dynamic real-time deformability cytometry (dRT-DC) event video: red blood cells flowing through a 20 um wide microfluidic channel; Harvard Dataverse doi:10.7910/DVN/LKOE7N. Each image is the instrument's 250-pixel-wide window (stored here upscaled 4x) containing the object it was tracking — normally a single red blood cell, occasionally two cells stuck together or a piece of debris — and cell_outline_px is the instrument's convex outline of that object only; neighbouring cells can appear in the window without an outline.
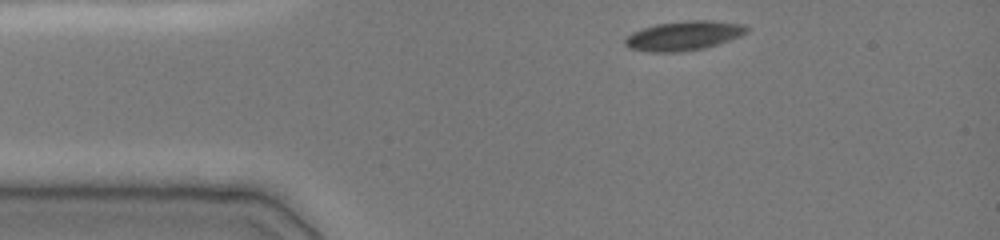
{"species": "common noctule bat (a hibernating species)", "species_latin": "Nyctalus noctula", "temperature_condition": "cold", "stored_images_in_passage": 36, "camera_frame_rate_fps": 3000, "um_per_image_px": 0.085, "animal": {"sex": "female", "body_mass_g": 19.0, "forearm_length_mm": 51.5}, "frame": {"image": 1, "passage_image": 1, "time_ms": 0.0, "image_size_px": [1000, 240], "cell_outline_px": [[748, 32], [740, 36], [704, 48], [680, 52], [648, 52], [628, 48], [624, 44], [624, 40], [632, 32], [656, 24], [688, 20], [712, 20], [744, 24], [748, 28]], "centroid_in_image_um": [58.11, 3.03], "position_along_channel_um": 26.9, "area_um2": 20.81}}
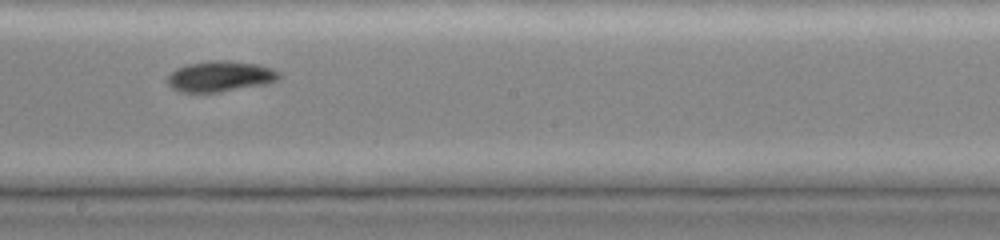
{"frame": {"image": 2, "passage_image": 20, "time_ms": 6.333, "image_size_px": [1000, 240], "cell_outline_px": [[280, 76], [276, 80], [268, 84], [216, 92], [180, 92], [172, 88], [168, 84], [168, 72], [176, 68], [188, 64], [212, 60], [224, 60], [260, 64], [272, 68], [280, 72]], "centroid_in_image_um": [18.71, 6.48], "position_along_channel_um": 229.5, "area_um2": 20.06}}
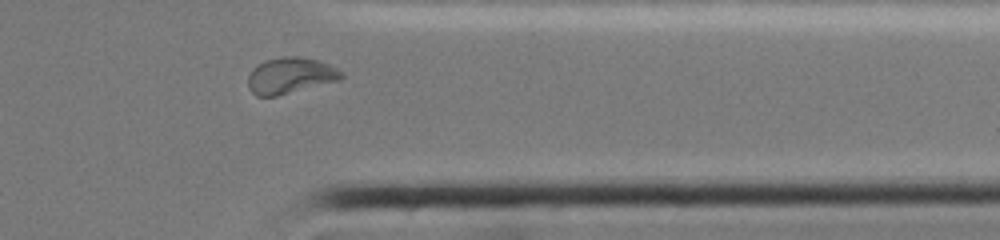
{"frame": {"image": 3, "passage_image": 32, "time_ms": 10.333, "image_size_px": [1000, 240], "cell_outline_px": [[344, 76], [340, 80], [276, 96], [256, 96], [248, 88], [248, 76], [252, 68], [268, 60], [284, 56], [300, 56], [320, 60], [344, 72]], "centroid_in_image_um": [24.69, 6.42], "position_along_channel_um": 386.7, "area_um2": 19.65}, "authors_computed_cell_mechanics": {"area_um2": 20.1144, "velocity_mm_per_s": 3.9082, "shape_relaxation_time_tau1_ms": null, "shape_relaxation_time_tau2_ms": 5.8784, "deformation_change_tau1": null, "deformation_change_tau2": 0.09}}